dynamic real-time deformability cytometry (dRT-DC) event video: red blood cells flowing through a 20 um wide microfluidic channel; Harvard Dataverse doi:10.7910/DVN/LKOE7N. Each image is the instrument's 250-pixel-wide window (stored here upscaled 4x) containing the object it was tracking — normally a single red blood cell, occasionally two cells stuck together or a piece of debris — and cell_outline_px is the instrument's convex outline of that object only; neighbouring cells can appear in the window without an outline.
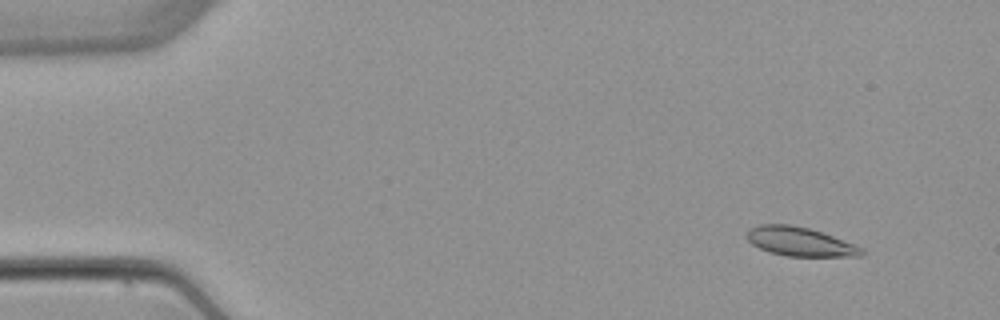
{"species": "common noctule bat (a hibernating species)", "species_latin": "Nyctalus noctula", "temperature_condition": "warm", "stored_images_in_passage": 5, "camera_frame_rate_fps": 3000, "um_per_image_px": 0.085, "animal": {"sex": "female", "body_mass_g": 22.7, "forearm_length_mm": 54.2}, "frame": {"image": 1, "passage_image": 2, "time_ms": 1.0, "image_size_px": [1000, 320], "cell_outline_px": [[864, 252], [860, 256], [788, 256], [768, 252], [752, 244], [744, 236], [748, 228], [760, 224], [788, 224], [808, 228], [856, 244], [864, 248]], "centroid_in_image_um": [67.96, 20.53], "position_along_channel_um": 17.0, "area_um2": 19.42}}
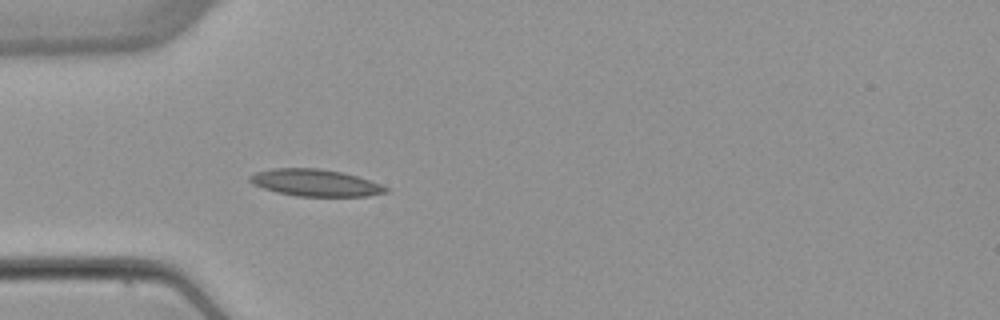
{"frame": {"image": 2, "passage_image": 5, "time_ms": 4.667, "image_size_px": [1000, 320], "cell_outline_px": [[388, 192], [368, 196], [296, 196], [276, 192], [252, 184], [248, 180], [248, 176], [256, 172], [272, 168], [316, 168], [340, 172], [356, 176], [380, 184], [388, 188]], "centroid_in_image_um": [26.76, 15.54], "position_along_channel_um": 58.2, "area_um2": 21.21}}